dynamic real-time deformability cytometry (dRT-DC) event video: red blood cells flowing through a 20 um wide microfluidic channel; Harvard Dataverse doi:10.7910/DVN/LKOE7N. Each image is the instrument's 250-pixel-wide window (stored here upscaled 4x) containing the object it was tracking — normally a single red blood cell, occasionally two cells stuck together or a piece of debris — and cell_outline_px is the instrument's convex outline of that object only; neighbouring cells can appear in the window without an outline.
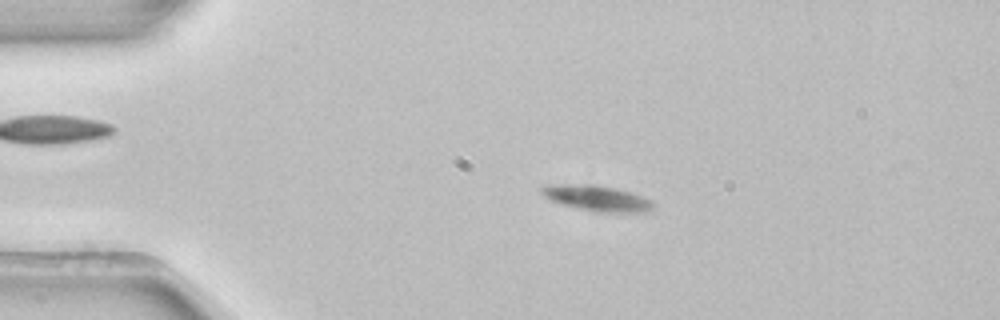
{"species": "common noctule bat (a hibernating species)", "species_latin": "Nyctalus noctula", "temperature_condition": "room temperature", "stored_images_in_passage": 3, "camera_frame_rate_fps": 3000, "um_per_image_px": 0.085, "animal": {"sex": "female", "body_mass_g": 22.7, "forearm_length_mm": 54.2}, "frame": {"image": 1, "passage_image": 2, "time_ms": 0.333, "image_size_px": [1000, 320], "cell_outline_px": [[652, 208], [644, 212], [596, 212], [564, 204], [552, 200], [544, 196], [540, 192], [540, 188], [548, 184], [592, 184], [616, 188], [632, 192], [652, 200]], "centroid_in_image_um": [50.73, 16.82], "position_along_channel_um": 34.3, "area_um2": 16.53}}